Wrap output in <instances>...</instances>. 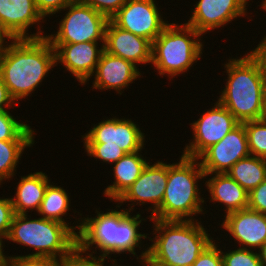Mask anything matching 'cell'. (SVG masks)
I'll list each match as a JSON object with an SVG mask.
<instances>
[{
    "label": "cell",
    "mask_w": 266,
    "mask_h": 266,
    "mask_svg": "<svg viewBox=\"0 0 266 266\" xmlns=\"http://www.w3.org/2000/svg\"><path fill=\"white\" fill-rule=\"evenodd\" d=\"M108 209L106 213L96 209V217L79 218L81 219V227L77 235V249L81 253L93 256L99 252V257L109 258L110 254H122L125 252L137 256V260L147 257L148 249H143L140 256L136 253V248L141 247L142 238L146 239L149 234H141L138 230L142 220L141 214L130 215L127 208L113 210ZM96 245L95 249L92 247ZM140 245V246H139ZM93 249L91 253L89 251ZM88 251V253H87Z\"/></svg>",
    "instance_id": "cell-2"
},
{
    "label": "cell",
    "mask_w": 266,
    "mask_h": 266,
    "mask_svg": "<svg viewBox=\"0 0 266 266\" xmlns=\"http://www.w3.org/2000/svg\"><path fill=\"white\" fill-rule=\"evenodd\" d=\"M6 239L36 250L20 257L62 261L77 249V235L67 225L43 217L29 219L28 214H14Z\"/></svg>",
    "instance_id": "cell-6"
},
{
    "label": "cell",
    "mask_w": 266,
    "mask_h": 266,
    "mask_svg": "<svg viewBox=\"0 0 266 266\" xmlns=\"http://www.w3.org/2000/svg\"><path fill=\"white\" fill-rule=\"evenodd\" d=\"M76 0H35L36 7L41 15L46 19V16H52Z\"/></svg>",
    "instance_id": "cell-35"
},
{
    "label": "cell",
    "mask_w": 266,
    "mask_h": 266,
    "mask_svg": "<svg viewBox=\"0 0 266 266\" xmlns=\"http://www.w3.org/2000/svg\"><path fill=\"white\" fill-rule=\"evenodd\" d=\"M34 143L35 140H0V185L15 176L21 154Z\"/></svg>",
    "instance_id": "cell-25"
},
{
    "label": "cell",
    "mask_w": 266,
    "mask_h": 266,
    "mask_svg": "<svg viewBox=\"0 0 266 266\" xmlns=\"http://www.w3.org/2000/svg\"><path fill=\"white\" fill-rule=\"evenodd\" d=\"M104 49L111 55L131 61L134 65L151 64L152 43L116 26L110 19L105 29Z\"/></svg>",
    "instance_id": "cell-18"
},
{
    "label": "cell",
    "mask_w": 266,
    "mask_h": 266,
    "mask_svg": "<svg viewBox=\"0 0 266 266\" xmlns=\"http://www.w3.org/2000/svg\"><path fill=\"white\" fill-rule=\"evenodd\" d=\"M249 155L246 129L240 123L197 159H201L199 162L205 174L227 173L236 162Z\"/></svg>",
    "instance_id": "cell-13"
},
{
    "label": "cell",
    "mask_w": 266,
    "mask_h": 266,
    "mask_svg": "<svg viewBox=\"0 0 266 266\" xmlns=\"http://www.w3.org/2000/svg\"><path fill=\"white\" fill-rule=\"evenodd\" d=\"M56 52V64L62 63L81 85H86L96 70L104 45L98 42L51 44Z\"/></svg>",
    "instance_id": "cell-16"
},
{
    "label": "cell",
    "mask_w": 266,
    "mask_h": 266,
    "mask_svg": "<svg viewBox=\"0 0 266 266\" xmlns=\"http://www.w3.org/2000/svg\"><path fill=\"white\" fill-rule=\"evenodd\" d=\"M9 41L0 46V77L10 96L19 102L33 93L57 65L56 52L46 37Z\"/></svg>",
    "instance_id": "cell-1"
},
{
    "label": "cell",
    "mask_w": 266,
    "mask_h": 266,
    "mask_svg": "<svg viewBox=\"0 0 266 266\" xmlns=\"http://www.w3.org/2000/svg\"><path fill=\"white\" fill-rule=\"evenodd\" d=\"M156 4L155 0H127L110 20L116 26L152 43L169 24L163 20Z\"/></svg>",
    "instance_id": "cell-11"
},
{
    "label": "cell",
    "mask_w": 266,
    "mask_h": 266,
    "mask_svg": "<svg viewBox=\"0 0 266 266\" xmlns=\"http://www.w3.org/2000/svg\"><path fill=\"white\" fill-rule=\"evenodd\" d=\"M249 0H198L188 22L197 32L206 34L234 21L247 16Z\"/></svg>",
    "instance_id": "cell-14"
},
{
    "label": "cell",
    "mask_w": 266,
    "mask_h": 266,
    "mask_svg": "<svg viewBox=\"0 0 266 266\" xmlns=\"http://www.w3.org/2000/svg\"><path fill=\"white\" fill-rule=\"evenodd\" d=\"M14 214L11 198L0 197V238L6 240Z\"/></svg>",
    "instance_id": "cell-32"
},
{
    "label": "cell",
    "mask_w": 266,
    "mask_h": 266,
    "mask_svg": "<svg viewBox=\"0 0 266 266\" xmlns=\"http://www.w3.org/2000/svg\"><path fill=\"white\" fill-rule=\"evenodd\" d=\"M92 76H95L93 89L104 91L114 89L121 95L124 88L137 78L140 79L141 73L138 66L131 61L111 55L104 50Z\"/></svg>",
    "instance_id": "cell-19"
},
{
    "label": "cell",
    "mask_w": 266,
    "mask_h": 266,
    "mask_svg": "<svg viewBox=\"0 0 266 266\" xmlns=\"http://www.w3.org/2000/svg\"><path fill=\"white\" fill-rule=\"evenodd\" d=\"M213 241L197 258L192 266H223L221 250Z\"/></svg>",
    "instance_id": "cell-31"
},
{
    "label": "cell",
    "mask_w": 266,
    "mask_h": 266,
    "mask_svg": "<svg viewBox=\"0 0 266 266\" xmlns=\"http://www.w3.org/2000/svg\"><path fill=\"white\" fill-rule=\"evenodd\" d=\"M223 266H261L259 254L252 249L240 248L223 252Z\"/></svg>",
    "instance_id": "cell-28"
},
{
    "label": "cell",
    "mask_w": 266,
    "mask_h": 266,
    "mask_svg": "<svg viewBox=\"0 0 266 266\" xmlns=\"http://www.w3.org/2000/svg\"><path fill=\"white\" fill-rule=\"evenodd\" d=\"M151 220L156 234L148 237L147 258L159 266H192L215 241L198 220Z\"/></svg>",
    "instance_id": "cell-4"
},
{
    "label": "cell",
    "mask_w": 266,
    "mask_h": 266,
    "mask_svg": "<svg viewBox=\"0 0 266 266\" xmlns=\"http://www.w3.org/2000/svg\"><path fill=\"white\" fill-rule=\"evenodd\" d=\"M227 174L250 193L266 179V159L249 155L236 162Z\"/></svg>",
    "instance_id": "cell-24"
},
{
    "label": "cell",
    "mask_w": 266,
    "mask_h": 266,
    "mask_svg": "<svg viewBox=\"0 0 266 266\" xmlns=\"http://www.w3.org/2000/svg\"><path fill=\"white\" fill-rule=\"evenodd\" d=\"M35 132L28 124L17 121L9 111H0V140H34Z\"/></svg>",
    "instance_id": "cell-26"
},
{
    "label": "cell",
    "mask_w": 266,
    "mask_h": 266,
    "mask_svg": "<svg viewBox=\"0 0 266 266\" xmlns=\"http://www.w3.org/2000/svg\"><path fill=\"white\" fill-rule=\"evenodd\" d=\"M50 179L41 171L21 176L15 196L11 198L16 214H28V210L38 212Z\"/></svg>",
    "instance_id": "cell-21"
},
{
    "label": "cell",
    "mask_w": 266,
    "mask_h": 266,
    "mask_svg": "<svg viewBox=\"0 0 266 266\" xmlns=\"http://www.w3.org/2000/svg\"><path fill=\"white\" fill-rule=\"evenodd\" d=\"M6 266H60V261L47 258L8 256Z\"/></svg>",
    "instance_id": "cell-34"
},
{
    "label": "cell",
    "mask_w": 266,
    "mask_h": 266,
    "mask_svg": "<svg viewBox=\"0 0 266 266\" xmlns=\"http://www.w3.org/2000/svg\"><path fill=\"white\" fill-rule=\"evenodd\" d=\"M248 209L266 214V179L248 193Z\"/></svg>",
    "instance_id": "cell-33"
},
{
    "label": "cell",
    "mask_w": 266,
    "mask_h": 266,
    "mask_svg": "<svg viewBox=\"0 0 266 266\" xmlns=\"http://www.w3.org/2000/svg\"><path fill=\"white\" fill-rule=\"evenodd\" d=\"M140 152L141 150L125 154L114 163L112 167L114 182L112 185H108L103 192L110 200L116 201L135 182L149 163Z\"/></svg>",
    "instance_id": "cell-22"
},
{
    "label": "cell",
    "mask_w": 266,
    "mask_h": 266,
    "mask_svg": "<svg viewBox=\"0 0 266 266\" xmlns=\"http://www.w3.org/2000/svg\"><path fill=\"white\" fill-rule=\"evenodd\" d=\"M110 261L113 262V263H111V266H126V265H122V264L121 265L116 264L117 263L116 259H113V260H110Z\"/></svg>",
    "instance_id": "cell-43"
},
{
    "label": "cell",
    "mask_w": 266,
    "mask_h": 266,
    "mask_svg": "<svg viewBox=\"0 0 266 266\" xmlns=\"http://www.w3.org/2000/svg\"><path fill=\"white\" fill-rule=\"evenodd\" d=\"M258 254L261 261V266H266V243L258 249Z\"/></svg>",
    "instance_id": "cell-38"
},
{
    "label": "cell",
    "mask_w": 266,
    "mask_h": 266,
    "mask_svg": "<svg viewBox=\"0 0 266 266\" xmlns=\"http://www.w3.org/2000/svg\"><path fill=\"white\" fill-rule=\"evenodd\" d=\"M202 34L187 24L169 23L152 42L151 64L160 76L187 72L203 54Z\"/></svg>",
    "instance_id": "cell-7"
},
{
    "label": "cell",
    "mask_w": 266,
    "mask_h": 266,
    "mask_svg": "<svg viewBox=\"0 0 266 266\" xmlns=\"http://www.w3.org/2000/svg\"><path fill=\"white\" fill-rule=\"evenodd\" d=\"M141 261H140V264H144L143 266H159V265H157V264H155V263H153L150 259H148L147 257H145V258H141L140 259Z\"/></svg>",
    "instance_id": "cell-40"
},
{
    "label": "cell",
    "mask_w": 266,
    "mask_h": 266,
    "mask_svg": "<svg viewBox=\"0 0 266 266\" xmlns=\"http://www.w3.org/2000/svg\"><path fill=\"white\" fill-rule=\"evenodd\" d=\"M14 103L16 104L15 100L10 96L8 88L0 77V111H5L8 107H15Z\"/></svg>",
    "instance_id": "cell-36"
},
{
    "label": "cell",
    "mask_w": 266,
    "mask_h": 266,
    "mask_svg": "<svg viewBox=\"0 0 266 266\" xmlns=\"http://www.w3.org/2000/svg\"><path fill=\"white\" fill-rule=\"evenodd\" d=\"M97 124L82 135L88 156L113 164L125 154L144 149L145 133L131 119L113 117Z\"/></svg>",
    "instance_id": "cell-8"
},
{
    "label": "cell",
    "mask_w": 266,
    "mask_h": 266,
    "mask_svg": "<svg viewBox=\"0 0 266 266\" xmlns=\"http://www.w3.org/2000/svg\"><path fill=\"white\" fill-rule=\"evenodd\" d=\"M250 155L266 159V119L243 123Z\"/></svg>",
    "instance_id": "cell-27"
},
{
    "label": "cell",
    "mask_w": 266,
    "mask_h": 266,
    "mask_svg": "<svg viewBox=\"0 0 266 266\" xmlns=\"http://www.w3.org/2000/svg\"><path fill=\"white\" fill-rule=\"evenodd\" d=\"M69 198L70 197L65 189L54 184L52 185L50 182L47 185L44 198L37 213L45 219L55 220L67 225L76 235H78L81 227V220L77 221L78 225L69 226V223L62 218L63 216L67 215V211L69 212L71 210L69 208L71 206V200Z\"/></svg>",
    "instance_id": "cell-23"
},
{
    "label": "cell",
    "mask_w": 266,
    "mask_h": 266,
    "mask_svg": "<svg viewBox=\"0 0 266 266\" xmlns=\"http://www.w3.org/2000/svg\"><path fill=\"white\" fill-rule=\"evenodd\" d=\"M39 22L43 23L44 17L35 0H0V29L9 39L46 37ZM35 24H39L38 31L29 35V27Z\"/></svg>",
    "instance_id": "cell-15"
},
{
    "label": "cell",
    "mask_w": 266,
    "mask_h": 266,
    "mask_svg": "<svg viewBox=\"0 0 266 266\" xmlns=\"http://www.w3.org/2000/svg\"><path fill=\"white\" fill-rule=\"evenodd\" d=\"M3 240L4 239L0 238V266H6V262H7V258H8L7 256L4 255L5 253H3L4 252Z\"/></svg>",
    "instance_id": "cell-39"
},
{
    "label": "cell",
    "mask_w": 266,
    "mask_h": 266,
    "mask_svg": "<svg viewBox=\"0 0 266 266\" xmlns=\"http://www.w3.org/2000/svg\"><path fill=\"white\" fill-rule=\"evenodd\" d=\"M253 51L261 58L264 64H266V35H264V38Z\"/></svg>",
    "instance_id": "cell-37"
},
{
    "label": "cell",
    "mask_w": 266,
    "mask_h": 266,
    "mask_svg": "<svg viewBox=\"0 0 266 266\" xmlns=\"http://www.w3.org/2000/svg\"><path fill=\"white\" fill-rule=\"evenodd\" d=\"M94 10L111 19L126 3L127 0H81Z\"/></svg>",
    "instance_id": "cell-30"
},
{
    "label": "cell",
    "mask_w": 266,
    "mask_h": 266,
    "mask_svg": "<svg viewBox=\"0 0 266 266\" xmlns=\"http://www.w3.org/2000/svg\"><path fill=\"white\" fill-rule=\"evenodd\" d=\"M223 65L228 79L218 101L240 123L264 119L266 74L261 58L251 50L245 57L230 58Z\"/></svg>",
    "instance_id": "cell-3"
},
{
    "label": "cell",
    "mask_w": 266,
    "mask_h": 266,
    "mask_svg": "<svg viewBox=\"0 0 266 266\" xmlns=\"http://www.w3.org/2000/svg\"><path fill=\"white\" fill-rule=\"evenodd\" d=\"M260 8L266 11V0H262Z\"/></svg>",
    "instance_id": "cell-42"
},
{
    "label": "cell",
    "mask_w": 266,
    "mask_h": 266,
    "mask_svg": "<svg viewBox=\"0 0 266 266\" xmlns=\"http://www.w3.org/2000/svg\"><path fill=\"white\" fill-rule=\"evenodd\" d=\"M9 38L7 36H0V46L5 42V40Z\"/></svg>",
    "instance_id": "cell-41"
},
{
    "label": "cell",
    "mask_w": 266,
    "mask_h": 266,
    "mask_svg": "<svg viewBox=\"0 0 266 266\" xmlns=\"http://www.w3.org/2000/svg\"><path fill=\"white\" fill-rule=\"evenodd\" d=\"M203 178H205V172L201 168L199 159L181 154L179 162L168 163V179L163 201L160 208L149 218L196 220L194 216L204 212L205 200L198 188L199 179L201 181Z\"/></svg>",
    "instance_id": "cell-5"
},
{
    "label": "cell",
    "mask_w": 266,
    "mask_h": 266,
    "mask_svg": "<svg viewBox=\"0 0 266 266\" xmlns=\"http://www.w3.org/2000/svg\"><path fill=\"white\" fill-rule=\"evenodd\" d=\"M167 179L168 164L161 160L154 162V164L151 165V162L149 161L141 175L115 201L120 204L115 207L120 209L123 202H132V204H130L131 207L127 209L131 213V211L134 210L133 207L135 203L139 206L145 203H153L152 207L148 208V210L152 211L150 215L152 216L160 208L163 201Z\"/></svg>",
    "instance_id": "cell-12"
},
{
    "label": "cell",
    "mask_w": 266,
    "mask_h": 266,
    "mask_svg": "<svg viewBox=\"0 0 266 266\" xmlns=\"http://www.w3.org/2000/svg\"><path fill=\"white\" fill-rule=\"evenodd\" d=\"M106 259L95 256H83L78 249H76L70 256L65 257L60 261V266H105Z\"/></svg>",
    "instance_id": "cell-29"
},
{
    "label": "cell",
    "mask_w": 266,
    "mask_h": 266,
    "mask_svg": "<svg viewBox=\"0 0 266 266\" xmlns=\"http://www.w3.org/2000/svg\"><path fill=\"white\" fill-rule=\"evenodd\" d=\"M224 218L221 227L237 241L240 248L256 251L266 243V214L247 208L231 212Z\"/></svg>",
    "instance_id": "cell-17"
},
{
    "label": "cell",
    "mask_w": 266,
    "mask_h": 266,
    "mask_svg": "<svg viewBox=\"0 0 266 266\" xmlns=\"http://www.w3.org/2000/svg\"><path fill=\"white\" fill-rule=\"evenodd\" d=\"M211 175L212 178L205 181L211 195L210 201L225 205V215L248 208V192L233 178L227 173H213L205 174L204 179Z\"/></svg>",
    "instance_id": "cell-20"
},
{
    "label": "cell",
    "mask_w": 266,
    "mask_h": 266,
    "mask_svg": "<svg viewBox=\"0 0 266 266\" xmlns=\"http://www.w3.org/2000/svg\"><path fill=\"white\" fill-rule=\"evenodd\" d=\"M239 124L234 115L217 100L212 108L190 124L193 129V141L185 146L183 156L197 159Z\"/></svg>",
    "instance_id": "cell-10"
},
{
    "label": "cell",
    "mask_w": 266,
    "mask_h": 266,
    "mask_svg": "<svg viewBox=\"0 0 266 266\" xmlns=\"http://www.w3.org/2000/svg\"><path fill=\"white\" fill-rule=\"evenodd\" d=\"M0 36H6V35L2 32L1 29H0Z\"/></svg>",
    "instance_id": "cell-44"
},
{
    "label": "cell",
    "mask_w": 266,
    "mask_h": 266,
    "mask_svg": "<svg viewBox=\"0 0 266 266\" xmlns=\"http://www.w3.org/2000/svg\"><path fill=\"white\" fill-rule=\"evenodd\" d=\"M64 18L59 21L58 31L46 38L51 44L102 42L105 44V29L109 19L91 6L76 0L68 4Z\"/></svg>",
    "instance_id": "cell-9"
}]
</instances>
